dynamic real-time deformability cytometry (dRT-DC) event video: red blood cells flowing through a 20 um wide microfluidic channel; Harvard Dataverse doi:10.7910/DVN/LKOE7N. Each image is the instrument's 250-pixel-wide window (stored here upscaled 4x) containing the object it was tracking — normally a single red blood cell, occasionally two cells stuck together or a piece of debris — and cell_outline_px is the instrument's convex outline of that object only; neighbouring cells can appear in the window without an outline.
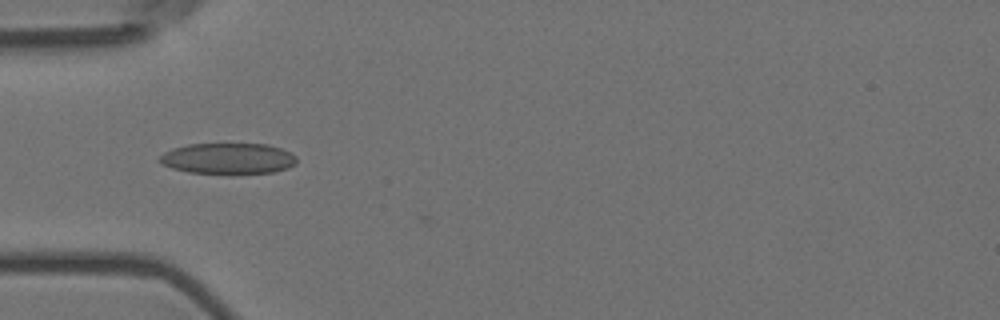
{"species": "Egyptian fruit bat (a non-hibernating species)", "species_latin": "Rousettus aegyptiacus", "temperature_condition": "room temperature", "stored_images_in_passage": 40, "camera_frame_rate_fps": 3000, "um_per_image_px": 0.085, "animal": {"sex": "female"}, "frame": {"image": 1, "passage_image": 2, "time_ms": 0.333, "image_size_px": [1000, 320], "cell_outline_px": [[296, 164], [288, 168], [276, 172], [232, 176], [188, 172], [172, 168], [160, 164], [156, 160], [164, 152], [172, 148], [188, 144], [268, 144], [280, 148], [296, 156]], "centroid_in_image_um": [19.37, 13.51], "position_along_channel_um": 65.6, "area_um2": 25.66}}
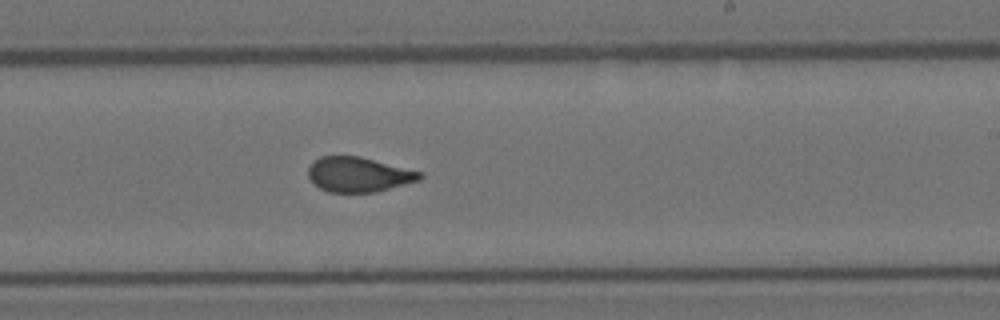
{"frame": {"image": 2, "passage_image": 18, "time_ms": 5.667, "image_size_px": [1000, 320], "cell_outline_px": [[424, 176], [420, 180], [376, 192], [328, 192], [320, 188], [308, 176], [308, 168], [320, 156], [360, 156], [424, 172]], "centroid_in_image_um": [30.53, 14.83], "position_along_channel_um": 258.5, "area_um2": 22.66}}
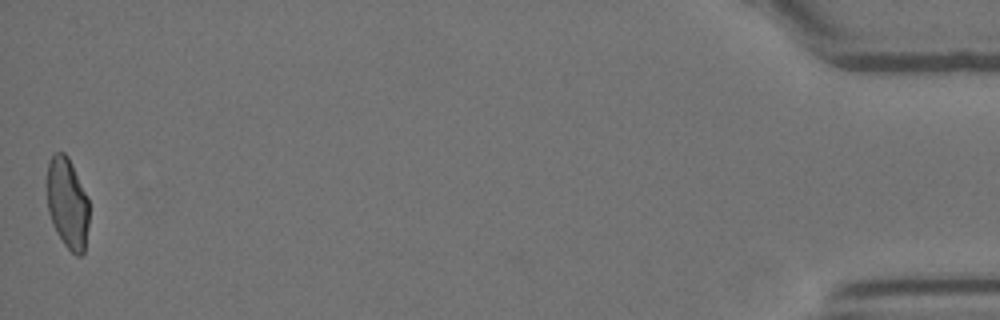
{"frame": {"image": 3, "passage_image": 40, "time_ms": 13.0, "image_size_px": [1000, 320], "cell_outline_px": [[88, 224], [84, 252], [80, 256], [76, 256], [64, 244], [56, 232], [52, 224], [48, 212], [48, 160], [56, 152], [64, 152], [68, 156], [88, 196]], "centroid_in_image_um": [5.74, 17.27], "position_along_channel_um": 429.5, "area_um2": 22.25}, "authors_computed_cell_mechanics": {"area_um2": 23.4668, "velocity_mm_per_s": 3.6248, "shape_relaxation_time_tau1_ms": null, "shape_relaxation_time_tau2_ms": 0.9001, "deformation_change_tau1": null, "deformation_change_tau2": 0.0685}}